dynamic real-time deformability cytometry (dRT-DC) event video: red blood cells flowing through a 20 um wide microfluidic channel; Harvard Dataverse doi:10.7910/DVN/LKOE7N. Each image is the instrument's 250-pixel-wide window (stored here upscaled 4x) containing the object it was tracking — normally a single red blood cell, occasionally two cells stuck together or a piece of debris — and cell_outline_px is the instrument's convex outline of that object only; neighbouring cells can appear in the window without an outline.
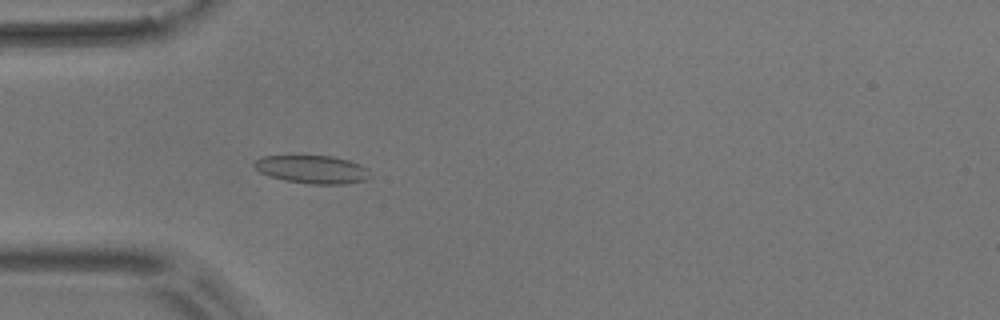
{"species": "common noctule bat (a hibernating species)", "species_latin": "Nyctalus noctula", "temperature_condition": "room temperature", "stored_images_in_passage": 1, "camera_frame_rate_fps": 3000, "um_per_image_px": 0.085, "animal": {"sex": "male", "body_mass_g": 17.9}, "frame": {"image": 1, "passage_image": 1, "time_ms": 0.0, "image_size_px": [1000, 320], "cell_outline_px": [[372, 176], [364, 180], [344, 184], [308, 184], [284, 180], [260, 172], [252, 164], [260, 156], [300, 152], [332, 156], [348, 160], [360, 164], [368, 168]], "centroid_in_image_um": [26.5, 14.33], "position_along_channel_um": 58.5, "area_um2": 20.0}}